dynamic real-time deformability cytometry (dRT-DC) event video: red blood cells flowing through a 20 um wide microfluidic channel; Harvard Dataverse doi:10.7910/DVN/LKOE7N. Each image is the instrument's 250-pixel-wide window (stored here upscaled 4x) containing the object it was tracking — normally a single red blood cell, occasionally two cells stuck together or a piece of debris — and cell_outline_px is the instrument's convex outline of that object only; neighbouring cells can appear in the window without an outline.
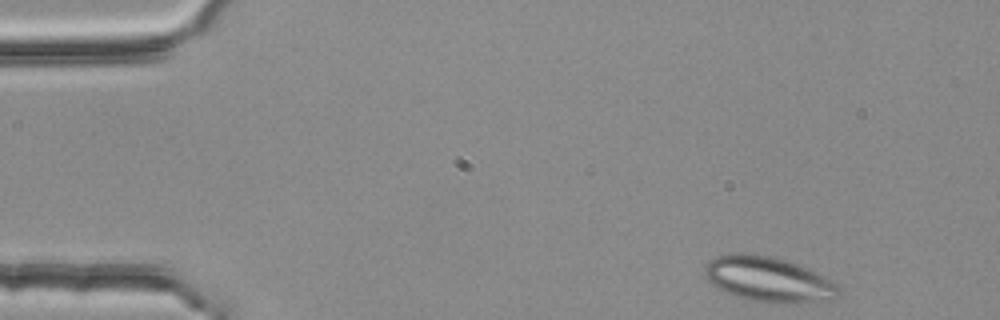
{"species": "common noctule bat (a hibernating species)", "species_latin": "Nyctalus noctula", "temperature_condition": "room temperature", "stored_images_in_passage": 3, "camera_frame_rate_fps": 3000, "um_per_image_px": 0.085, "animal": {"sex": "female", "body_mass_g": 25.1}, "frame": {"image": 1, "passage_image": 1, "time_ms": 0.0, "image_size_px": [1000, 320], "cell_outline_px": [[840, 296], [836, 300], [788, 304], [768, 304], [748, 300], [736, 296], [716, 288], [704, 276], [704, 268], [716, 256], [736, 252], [744, 252], [772, 256], [788, 260], [808, 268], [832, 280], [840, 288]], "centroid_in_image_um": [65.36, 23.76], "position_along_channel_um": 19.6, "area_um2": 36.13}}